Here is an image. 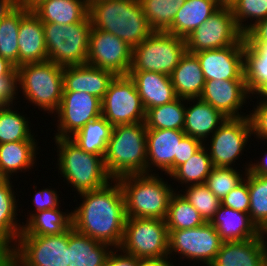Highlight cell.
<instances>
[{"label": "cell", "mask_w": 267, "mask_h": 266, "mask_svg": "<svg viewBox=\"0 0 267 266\" xmlns=\"http://www.w3.org/2000/svg\"><path fill=\"white\" fill-rule=\"evenodd\" d=\"M77 196L83 200L74 210L71 209L72 227L100 243L119 248L123 241L126 213L118 180Z\"/></svg>", "instance_id": "cell-1"}, {"label": "cell", "mask_w": 267, "mask_h": 266, "mask_svg": "<svg viewBox=\"0 0 267 266\" xmlns=\"http://www.w3.org/2000/svg\"><path fill=\"white\" fill-rule=\"evenodd\" d=\"M89 17L93 28L112 33L132 49L154 32L139 0H90Z\"/></svg>", "instance_id": "cell-2"}, {"label": "cell", "mask_w": 267, "mask_h": 266, "mask_svg": "<svg viewBox=\"0 0 267 266\" xmlns=\"http://www.w3.org/2000/svg\"><path fill=\"white\" fill-rule=\"evenodd\" d=\"M161 175L142 173L117 179L125 199L126 218L166 219L170 198L180 185L173 188Z\"/></svg>", "instance_id": "cell-3"}, {"label": "cell", "mask_w": 267, "mask_h": 266, "mask_svg": "<svg viewBox=\"0 0 267 266\" xmlns=\"http://www.w3.org/2000/svg\"><path fill=\"white\" fill-rule=\"evenodd\" d=\"M57 152L56 169L64 183L77 194L100 189L113 179L108 174L104 158L82 150L70 138H53ZM67 181V182H66Z\"/></svg>", "instance_id": "cell-4"}, {"label": "cell", "mask_w": 267, "mask_h": 266, "mask_svg": "<svg viewBox=\"0 0 267 266\" xmlns=\"http://www.w3.org/2000/svg\"><path fill=\"white\" fill-rule=\"evenodd\" d=\"M146 133L144 122L113 126L103 157L105 168L113 180L147 173Z\"/></svg>", "instance_id": "cell-5"}, {"label": "cell", "mask_w": 267, "mask_h": 266, "mask_svg": "<svg viewBox=\"0 0 267 266\" xmlns=\"http://www.w3.org/2000/svg\"><path fill=\"white\" fill-rule=\"evenodd\" d=\"M63 68L49 60L17 67L18 92L22 90L23 100L53 116L63 95Z\"/></svg>", "instance_id": "cell-6"}, {"label": "cell", "mask_w": 267, "mask_h": 266, "mask_svg": "<svg viewBox=\"0 0 267 266\" xmlns=\"http://www.w3.org/2000/svg\"><path fill=\"white\" fill-rule=\"evenodd\" d=\"M43 28L49 61L62 67L86 64L92 28L89 15L67 25L43 22Z\"/></svg>", "instance_id": "cell-7"}, {"label": "cell", "mask_w": 267, "mask_h": 266, "mask_svg": "<svg viewBox=\"0 0 267 266\" xmlns=\"http://www.w3.org/2000/svg\"><path fill=\"white\" fill-rule=\"evenodd\" d=\"M186 51L185 38L164 31H154L132 49L129 72L151 71L170 76Z\"/></svg>", "instance_id": "cell-8"}, {"label": "cell", "mask_w": 267, "mask_h": 266, "mask_svg": "<svg viewBox=\"0 0 267 266\" xmlns=\"http://www.w3.org/2000/svg\"><path fill=\"white\" fill-rule=\"evenodd\" d=\"M169 232L166 221L157 218H126L119 247L138 259L164 258L168 254Z\"/></svg>", "instance_id": "cell-9"}, {"label": "cell", "mask_w": 267, "mask_h": 266, "mask_svg": "<svg viewBox=\"0 0 267 266\" xmlns=\"http://www.w3.org/2000/svg\"><path fill=\"white\" fill-rule=\"evenodd\" d=\"M69 230L52 236H18L12 266H68Z\"/></svg>", "instance_id": "cell-10"}, {"label": "cell", "mask_w": 267, "mask_h": 266, "mask_svg": "<svg viewBox=\"0 0 267 266\" xmlns=\"http://www.w3.org/2000/svg\"><path fill=\"white\" fill-rule=\"evenodd\" d=\"M168 254L172 260L174 255L186 259L195 265L209 266L215 259L223 243L220 235L210 222L192 229L168 230ZM173 254V256H172ZM196 260V261H195Z\"/></svg>", "instance_id": "cell-11"}, {"label": "cell", "mask_w": 267, "mask_h": 266, "mask_svg": "<svg viewBox=\"0 0 267 266\" xmlns=\"http://www.w3.org/2000/svg\"><path fill=\"white\" fill-rule=\"evenodd\" d=\"M251 137L252 126L248 116L227 118L209 137L210 142L209 139L204 142L213 167L238 168L237 160L244 155Z\"/></svg>", "instance_id": "cell-12"}, {"label": "cell", "mask_w": 267, "mask_h": 266, "mask_svg": "<svg viewBox=\"0 0 267 266\" xmlns=\"http://www.w3.org/2000/svg\"><path fill=\"white\" fill-rule=\"evenodd\" d=\"M101 103L102 116L112 126L145 121L146 110L129 75L115 76Z\"/></svg>", "instance_id": "cell-13"}, {"label": "cell", "mask_w": 267, "mask_h": 266, "mask_svg": "<svg viewBox=\"0 0 267 266\" xmlns=\"http://www.w3.org/2000/svg\"><path fill=\"white\" fill-rule=\"evenodd\" d=\"M189 53L244 44V34L235 23L230 7H220L186 38Z\"/></svg>", "instance_id": "cell-14"}, {"label": "cell", "mask_w": 267, "mask_h": 266, "mask_svg": "<svg viewBox=\"0 0 267 266\" xmlns=\"http://www.w3.org/2000/svg\"><path fill=\"white\" fill-rule=\"evenodd\" d=\"M101 115V99L86 92H63L59 108L53 117V120H57V131L54 130L53 137L70 138L89 121Z\"/></svg>", "instance_id": "cell-15"}, {"label": "cell", "mask_w": 267, "mask_h": 266, "mask_svg": "<svg viewBox=\"0 0 267 266\" xmlns=\"http://www.w3.org/2000/svg\"><path fill=\"white\" fill-rule=\"evenodd\" d=\"M86 64L110 71L115 76L128 75L132 48L112 33L92 27Z\"/></svg>", "instance_id": "cell-16"}, {"label": "cell", "mask_w": 267, "mask_h": 266, "mask_svg": "<svg viewBox=\"0 0 267 266\" xmlns=\"http://www.w3.org/2000/svg\"><path fill=\"white\" fill-rule=\"evenodd\" d=\"M251 97L245 80H206L199 98L227 118H242L249 115L242 109Z\"/></svg>", "instance_id": "cell-17"}, {"label": "cell", "mask_w": 267, "mask_h": 266, "mask_svg": "<svg viewBox=\"0 0 267 266\" xmlns=\"http://www.w3.org/2000/svg\"><path fill=\"white\" fill-rule=\"evenodd\" d=\"M244 44L193 53L199 59L205 80H245Z\"/></svg>", "instance_id": "cell-18"}, {"label": "cell", "mask_w": 267, "mask_h": 266, "mask_svg": "<svg viewBox=\"0 0 267 266\" xmlns=\"http://www.w3.org/2000/svg\"><path fill=\"white\" fill-rule=\"evenodd\" d=\"M185 135L183 130L147 129V173L158 174L160 170L168 177L174 171V159Z\"/></svg>", "instance_id": "cell-19"}, {"label": "cell", "mask_w": 267, "mask_h": 266, "mask_svg": "<svg viewBox=\"0 0 267 266\" xmlns=\"http://www.w3.org/2000/svg\"><path fill=\"white\" fill-rule=\"evenodd\" d=\"M267 234L245 241L223 242L209 266H266Z\"/></svg>", "instance_id": "cell-20"}, {"label": "cell", "mask_w": 267, "mask_h": 266, "mask_svg": "<svg viewBox=\"0 0 267 266\" xmlns=\"http://www.w3.org/2000/svg\"><path fill=\"white\" fill-rule=\"evenodd\" d=\"M18 35L19 66L48 61L43 22L24 7H21Z\"/></svg>", "instance_id": "cell-21"}, {"label": "cell", "mask_w": 267, "mask_h": 266, "mask_svg": "<svg viewBox=\"0 0 267 266\" xmlns=\"http://www.w3.org/2000/svg\"><path fill=\"white\" fill-rule=\"evenodd\" d=\"M115 75L88 64L63 68V92H86L103 99Z\"/></svg>", "instance_id": "cell-22"}, {"label": "cell", "mask_w": 267, "mask_h": 266, "mask_svg": "<svg viewBox=\"0 0 267 266\" xmlns=\"http://www.w3.org/2000/svg\"><path fill=\"white\" fill-rule=\"evenodd\" d=\"M226 119L227 117L220 111L200 98L186 99L183 126L186 135L197 138L204 143Z\"/></svg>", "instance_id": "cell-23"}, {"label": "cell", "mask_w": 267, "mask_h": 266, "mask_svg": "<svg viewBox=\"0 0 267 266\" xmlns=\"http://www.w3.org/2000/svg\"><path fill=\"white\" fill-rule=\"evenodd\" d=\"M128 75L136 85L145 110L170 103L178 98L171 78L166 74L142 71L129 72Z\"/></svg>", "instance_id": "cell-24"}, {"label": "cell", "mask_w": 267, "mask_h": 266, "mask_svg": "<svg viewBox=\"0 0 267 266\" xmlns=\"http://www.w3.org/2000/svg\"><path fill=\"white\" fill-rule=\"evenodd\" d=\"M210 223L215 227L223 242L245 241L262 234L248 213L223 205H220Z\"/></svg>", "instance_id": "cell-25"}, {"label": "cell", "mask_w": 267, "mask_h": 266, "mask_svg": "<svg viewBox=\"0 0 267 266\" xmlns=\"http://www.w3.org/2000/svg\"><path fill=\"white\" fill-rule=\"evenodd\" d=\"M68 266H105L112 247L82 234L73 227L69 229Z\"/></svg>", "instance_id": "cell-26"}, {"label": "cell", "mask_w": 267, "mask_h": 266, "mask_svg": "<svg viewBox=\"0 0 267 266\" xmlns=\"http://www.w3.org/2000/svg\"><path fill=\"white\" fill-rule=\"evenodd\" d=\"M177 97L199 98L206 82L197 56L185 52L170 75Z\"/></svg>", "instance_id": "cell-27"}, {"label": "cell", "mask_w": 267, "mask_h": 266, "mask_svg": "<svg viewBox=\"0 0 267 266\" xmlns=\"http://www.w3.org/2000/svg\"><path fill=\"white\" fill-rule=\"evenodd\" d=\"M38 141H17L0 144V167L8 179L37 166Z\"/></svg>", "instance_id": "cell-28"}, {"label": "cell", "mask_w": 267, "mask_h": 266, "mask_svg": "<svg viewBox=\"0 0 267 266\" xmlns=\"http://www.w3.org/2000/svg\"><path fill=\"white\" fill-rule=\"evenodd\" d=\"M220 7L216 0H186L166 32L186 38Z\"/></svg>", "instance_id": "cell-29"}, {"label": "cell", "mask_w": 267, "mask_h": 266, "mask_svg": "<svg viewBox=\"0 0 267 266\" xmlns=\"http://www.w3.org/2000/svg\"><path fill=\"white\" fill-rule=\"evenodd\" d=\"M33 12L42 22L60 25L83 21L89 15L88 0H46Z\"/></svg>", "instance_id": "cell-30"}, {"label": "cell", "mask_w": 267, "mask_h": 266, "mask_svg": "<svg viewBox=\"0 0 267 266\" xmlns=\"http://www.w3.org/2000/svg\"><path fill=\"white\" fill-rule=\"evenodd\" d=\"M60 208L61 206L32 214L26 219V223H22L19 236H52L69 230L72 227V212L68 209L63 212Z\"/></svg>", "instance_id": "cell-31"}, {"label": "cell", "mask_w": 267, "mask_h": 266, "mask_svg": "<svg viewBox=\"0 0 267 266\" xmlns=\"http://www.w3.org/2000/svg\"><path fill=\"white\" fill-rule=\"evenodd\" d=\"M12 183L9 179L0 185V240L11 247L15 245L23 227V222L17 218L21 209L18 208L19 198L16 199Z\"/></svg>", "instance_id": "cell-32"}, {"label": "cell", "mask_w": 267, "mask_h": 266, "mask_svg": "<svg viewBox=\"0 0 267 266\" xmlns=\"http://www.w3.org/2000/svg\"><path fill=\"white\" fill-rule=\"evenodd\" d=\"M14 105L0 106V144L17 141H37L30 129V117L19 112ZM30 121V122H29ZM30 124V125H29Z\"/></svg>", "instance_id": "cell-33"}, {"label": "cell", "mask_w": 267, "mask_h": 266, "mask_svg": "<svg viewBox=\"0 0 267 266\" xmlns=\"http://www.w3.org/2000/svg\"><path fill=\"white\" fill-rule=\"evenodd\" d=\"M113 126L101 115L89 121L70 139L82 150L104 157Z\"/></svg>", "instance_id": "cell-34"}, {"label": "cell", "mask_w": 267, "mask_h": 266, "mask_svg": "<svg viewBox=\"0 0 267 266\" xmlns=\"http://www.w3.org/2000/svg\"><path fill=\"white\" fill-rule=\"evenodd\" d=\"M244 79L250 94L267 80V43L244 42Z\"/></svg>", "instance_id": "cell-35"}, {"label": "cell", "mask_w": 267, "mask_h": 266, "mask_svg": "<svg viewBox=\"0 0 267 266\" xmlns=\"http://www.w3.org/2000/svg\"><path fill=\"white\" fill-rule=\"evenodd\" d=\"M186 110V99L174 101L146 110L145 125L147 129L183 130Z\"/></svg>", "instance_id": "cell-36"}, {"label": "cell", "mask_w": 267, "mask_h": 266, "mask_svg": "<svg viewBox=\"0 0 267 266\" xmlns=\"http://www.w3.org/2000/svg\"><path fill=\"white\" fill-rule=\"evenodd\" d=\"M212 169L211 158L203 145L187 162L178 166L169 177L181 186L205 184Z\"/></svg>", "instance_id": "cell-37"}, {"label": "cell", "mask_w": 267, "mask_h": 266, "mask_svg": "<svg viewBox=\"0 0 267 266\" xmlns=\"http://www.w3.org/2000/svg\"><path fill=\"white\" fill-rule=\"evenodd\" d=\"M245 180L250 196L248 214L258 229L267 234V176L253 174L248 170Z\"/></svg>", "instance_id": "cell-38"}, {"label": "cell", "mask_w": 267, "mask_h": 266, "mask_svg": "<svg viewBox=\"0 0 267 266\" xmlns=\"http://www.w3.org/2000/svg\"><path fill=\"white\" fill-rule=\"evenodd\" d=\"M21 6L18 4L0 20V56L19 67L18 32Z\"/></svg>", "instance_id": "cell-39"}, {"label": "cell", "mask_w": 267, "mask_h": 266, "mask_svg": "<svg viewBox=\"0 0 267 266\" xmlns=\"http://www.w3.org/2000/svg\"><path fill=\"white\" fill-rule=\"evenodd\" d=\"M165 221L168 230L192 229L205 223L199 212L179 191H175L170 198Z\"/></svg>", "instance_id": "cell-40"}, {"label": "cell", "mask_w": 267, "mask_h": 266, "mask_svg": "<svg viewBox=\"0 0 267 266\" xmlns=\"http://www.w3.org/2000/svg\"><path fill=\"white\" fill-rule=\"evenodd\" d=\"M153 31L166 32L186 0H139Z\"/></svg>", "instance_id": "cell-41"}, {"label": "cell", "mask_w": 267, "mask_h": 266, "mask_svg": "<svg viewBox=\"0 0 267 266\" xmlns=\"http://www.w3.org/2000/svg\"><path fill=\"white\" fill-rule=\"evenodd\" d=\"M249 163L250 162H245L246 165H242L245 168L243 169V167H241L242 170L237 168L213 167L211 173L206 178L205 185L220 201H222L232 189L240 185L245 179L250 167Z\"/></svg>", "instance_id": "cell-42"}, {"label": "cell", "mask_w": 267, "mask_h": 266, "mask_svg": "<svg viewBox=\"0 0 267 266\" xmlns=\"http://www.w3.org/2000/svg\"><path fill=\"white\" fill-rule=\"evenodd\" d=\"M185 188L184 191L181 189L179 192L199 212L205 222H210L220 207L221 201L205 184L189 185Z\"/></svg>", "instance_id": "cell-43"}, {"label": "cell", "mask_w": 267, "mask_h": 266, "mask_svg": "<svg viewBox=\"0 0 267 266\" xmlns=\"http://www.w3.org/2000/svg\"><path fill=\"white\" fill-rule=\"evenodd\" d=\"M230 8L235 23L243 34L257 22L267 18V0H236Z\"/></svg>", "instance_id": "cell-44"}, {"label": "cell", "mask_w": 267, "mask_h": 266, "mask_svg": "<svg viewBox=\"0 0 267 266\" xmlns=\"http://www.w3.org/2000/svg\"><path fill=\"white\" fill-rule=\"evenodd\" d=\"M37 186H34V192L35 194H33L32 197V205L34 207L33 211H29L25 216V219H28L32 214L43 211V210H47V209H53V208H58L60 207L59 205H61V201L59 198L60 194L55 188L53 189L51 186H49V188H45L43 186V188H41V190L39 189L37 191Z\"/></svg>", "instance_id": "cell-45"}, {"label": "cell", "mask_w": 267, "mask_h": 266, "mask_svg": "<svg viewBox=\"0 0 267 266\" xmlns=\"http://www.w3.org/2000/svg\"><path fill=\"white\" fill-rule=\"evenodd\" d=\"M257 104V105H256ZM251 111H248L252 126V136L267 143V102L256 101Z\"/></svg>", "instance_id": "cell-46"}, {"label": "cell", "mask_w": 267, "mask_h": 266, "mask_svg": "<svg viewBox=\"0 0 267 266\" xmlns=\"http://www.w3.org/2000/svg\"><path fill=\"white\" fill-rule=\"evenodd\" d=\"M221 205L230 207L233 210L248 213L250 196L247 181L244 179L240 185L232 189L221 201Z\"/></svg>", "instance_id": "cell-47"}, {"label": "cell", "mask_w": 267, "mask_h": 266, "mask_svg": "<svg viewBox=\"0 0 267 266\" xmlns=\"http://www.w3.org/2000/svg\"><path fill=\"white\" fill-rule=\"evenodd\" d=\"M18 74L15 69L9 76L0 77V106L18 103Z\"/></svg>", "instance_id": "cell-48"}, {"label": "cell", "mask_w": 267, "mask_h": 266, "mask_svg": "<svg viewBox=\"0 0 267 266\" xmlns=\"http://www.w3.org/2000/svg\"><path fill=\"white\" fill-rule=\"evenodd\" d=\"M203 145L204 143L201 140L185 135L179 143L178 157L174 159V170L187 162Z\"/></svg>", "instance_id": "cell-49"}, {"label": "cell", "mask_w": 267, "mask_h": 266, "mask_svg": "<svg viewBox=\"0 0 267 266\" xmlns=\"http://www.w3.org/2000/svg\"><path fill=\"white\" fill-rule=\"evenodd\" d=\"M105 266H138V258L124 253L120 248H113L106 259Z\"/></svg>", "instance_id": "cell-50"}, {"label": "cell", "mask_w": 267, "mask_h": 266, "mask_svg": "<svg viewBox=\"0 0 267 266\" xmlns=\"http://www.w3.org/2000/svg\"><path fill=\"white\" fill-rule=\"evenodd\" d=\"M245 43H267V18L257 22L244 34Z\"/></svg>", "instance_id": "cell-51"}, {"label": "cell", "mask_w": 267, "mask_h": 266, "mask_svg": "<svg viewBox=\"0 0 267 266\" xmlns=\"http://www.w3.org/2000/svg\"><path fill=\"white\" fill-rule=\"evenodd\" d=\"M259 160H256V163H253L252 160L250 161L249 171L253 174L267 176V151H265L263 158Z\"/></svg>", "instance_id": "cell-52"}, {"label": "cell", "mask_w": 267, "mask_h": 266, "mask_svg": "<svg viewBox=\"0 0 267 266\" xmlns=\"http://www.w3.org/2000/svg\"><path fill=\"white\" fill-rule=\"evenodd\" d=\"M0 266H12V247L0 240Z\"/></svg>", "instance_id": "cell-53"}, {"label": "cell", "mask_w": 267, "mask_h": 266, "mask_svg": "<svg viewBox=\"0 0 267 266\" xmlns=\"http://www.w3.org/2000/svg\"><path fill=\"white\" fill-rule=\"evenodd\" d=\"M169 257L138 259V266H176Z\"/></svg>", "instance_id": "cell-54"}, {"label": "cell", "mask_w": 267, "mask_h": 266, "mask_svg": "<svg viewBox=\"0 0 267 266\" xmlns=\"http://www.w3.org/2000/svg\"><path fill=\"white\" fill-rule=\"evenodd\" d=\"M253 99L260 102H267V80L263 82L252 94ZM259 98V99H258Z\"/></svg>", "instance_id": "cell-55"}, {"label": "cell", "mask_w": 267, "mask_h": 266, "mask_svg": "<svg viewBox=\"0 0 267 266\" xmlns=\"http://www.w3.org/2000/svg\"><path fill=\"white\" fill-rule=\"evenodd\" d=\"M15 69L12 63L0 56V77L9 76Z\"/></svg>", "instance_id": "cell-56"}, {"label": "cell", "mask_w": 267, "mask_h": 266, "mask_svg": "<svg viewBox=\"0 0 267 266\" xmlns=\"http://www.w3.org/2000/svg\"><path fill=\"white\" fill-rule=\"evenodd\" d=\"M16 5L17 0H0V20Z\"/></svg>", "instance_id": "cell-57"}, {"label": "cell", "mask_w": 267, "mask_h": 266, "mask_svg": "<svg viewBox=\"0 0 267 266\" xmlns=\"http://www.w3.org/2000/svg\"><path fill=\"white\" fill-rule=\"evenodd\" d=\"M46 0H17V4L28 11H33L38 5Z\"/></svg>", "instance_id": "cell-58"}, {"label": "cell", "mask_w": 267, "mask_h": 266, "mask_svg": "<svg viewBox=\"0 0 267 266\" xmlns=\"http://www.w3.org/2000/svg\"><path fill=\"white\" fill-rule=\"evenodd\" d=\"M221 7H231L236 0H216Z\"/></svg>", "instance_id": "cell-59"}, {"label": "cell", "mask_w": 267, "mask_h": 266, "mask_svg": "<svg viewBox=\"0 0 267 266\" xmlns=\"http://www.w3.org/2000/svg\"><path fill=\"white\" fill-rule=\"evenodd\" d=\"M9 179L7 178V176L3 173L1 167H0V185H2L3 183H5L6 181H8Z\"/></svg>", "instance_id": "cell-60"}]
</instances>
